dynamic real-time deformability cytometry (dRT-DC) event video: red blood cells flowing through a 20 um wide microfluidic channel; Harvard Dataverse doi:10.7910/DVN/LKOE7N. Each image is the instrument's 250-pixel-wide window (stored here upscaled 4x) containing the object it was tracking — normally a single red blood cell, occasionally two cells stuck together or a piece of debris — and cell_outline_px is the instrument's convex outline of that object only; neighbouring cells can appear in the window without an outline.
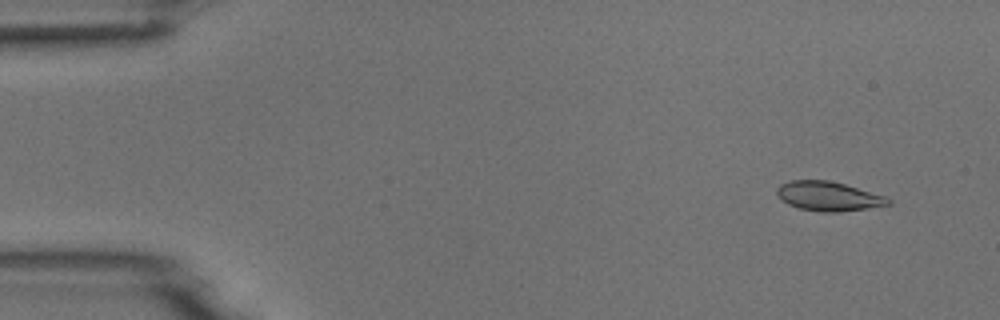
{"species": "common noctule bat (a hibernating species)", "species_latin": "Nyctalus noctula", "temperature_condition": "room temperature", "stored_images_in_passage": 5, "camera_frame_rate_fps": 3000, "um_per_image_px": 0.085, "animal": {"sex": "male", "body_mass_g": 18.8}, "frame": {"image": 1, "passage_image": 2, "time_ms": 0.333, "image_size_px": [1000, 320], "cell_outline_px": [[892, 204], [868, 208], [840, 212], [820, 212], [800, 208], [788, 204], [780, 200], [776, 196], [776, 188], [780, 184], [792, 180], [828, 180], [844, 184], [884, 196], [892, 200]], "centroid_in_image_um": [70.37, 16.68], "position_along_channel_um": 14.6, "area_um2": 19.07}}
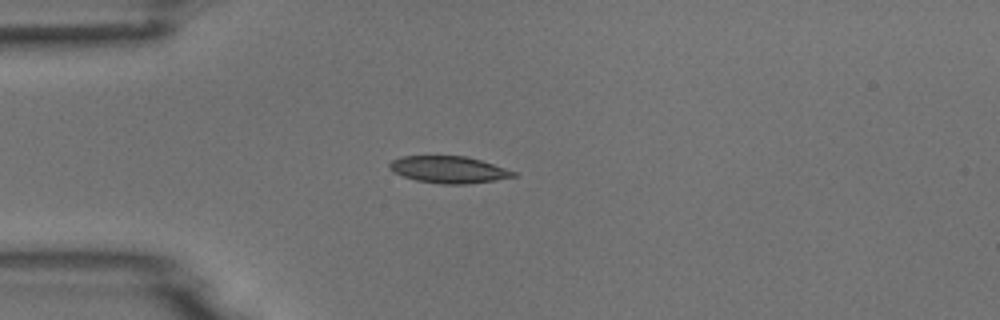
{"frame": {"image": 2, "passage_image": 5, "time_ms": 1.333, "image_size_px": [1000, 320], "cell_outline_px": [[516, 176], [492, 180], [464, 184], [440, 184], [416, 180], [392, 172], [388, 168], [388, 164], [392, 160], [400, 156], [464, 156], [480, 160], [516, 172]], "centroid_in_image_um": [38.06, 14.41], "position_along_channel_um": 46.9, "area_um2": 19.19}}